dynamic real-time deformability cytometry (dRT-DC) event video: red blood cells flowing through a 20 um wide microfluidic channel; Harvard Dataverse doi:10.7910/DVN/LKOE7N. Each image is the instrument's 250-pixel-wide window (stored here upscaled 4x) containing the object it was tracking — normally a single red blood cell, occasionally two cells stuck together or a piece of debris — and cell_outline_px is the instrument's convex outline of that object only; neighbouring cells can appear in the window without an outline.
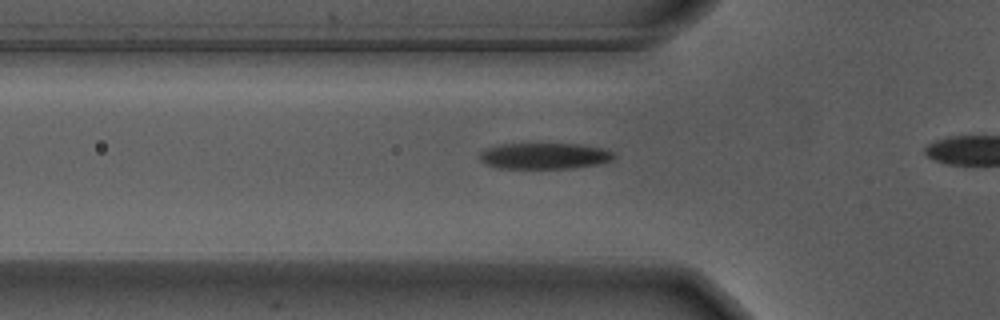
{"species": "Egyptian fruit bat (a non-hibernating species)", "species_latin": "Rousettus aegyptiacus", "temperature_condition": "warm", "stored_images_in_passage": 32, "camera_frame_rate_fps": 3000, "um_per_image_px": 0.085, "animal": {"sex": "male"}, "frame": {"image": 1, "passage_image": 6, "time_ms": 1.667, "image_size_px": [1000, 320], "cell_outline_px": [[616, 156], [612, 160], [600, 164], [572, 168], [500, 168], [488, 164], [480, 160], [480, 152], [488, 148], [500, 144], [580, 144], [604, 148], [612, 152]], "centroid_in_image_um": [46.33, 13.25], "position_along_channel_um": 79.5, "area_um2": 20.35}}
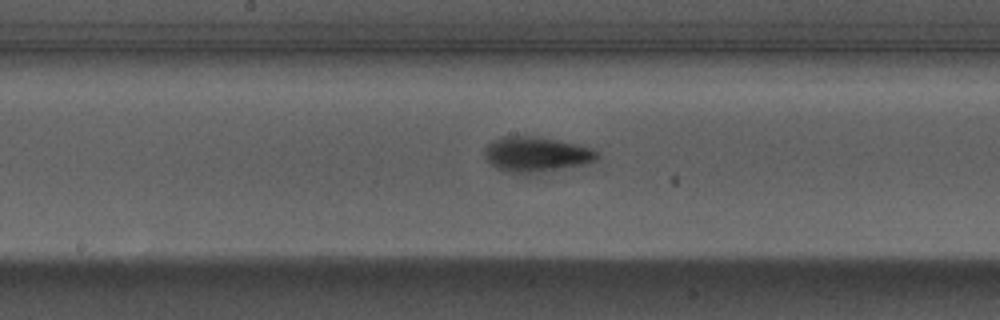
{"frame": {"image": 2, "passage_image": 16, "time_ms": 5.0, "image_size_px": [1000, 320], "cell_outline_px": [[600, 156], [596, 160], [584, 164], [528, 176], [508, 172], [496, 168], [484, 156], [484, 152], [488, 144], [492, 140], [504, 136], [532, 136], [556, 140], [576, 144], [592, 148], [600, 152]], "centroid_in_image_um": [45.59, 13.15], "position_along_channel_um": 202.6, "area_um2": 23.47}}
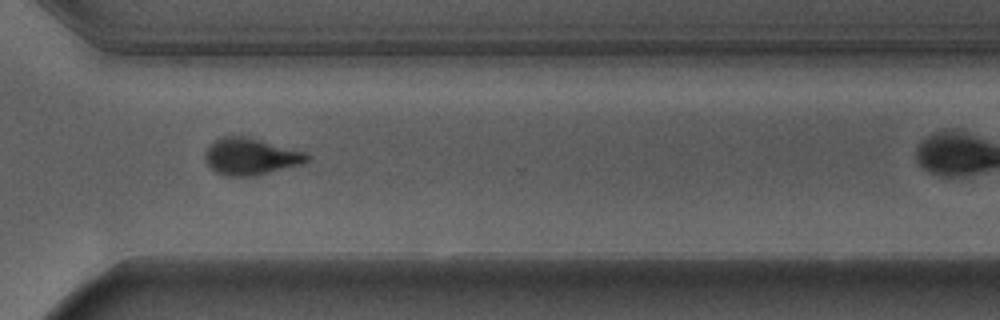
{"frame": {"image": 3, "passage_image": 28, "time_ms": 9.0, "image_size_px": [1000, 320], "cell_outline_px": [[308, 160], [304, 164], [256, 176], [224, 176], [216, 172], [204, 160], [204, 152], [220, 136], [244, 136], [304, 152], [308, 156]], "centroid_in_image_um": [21.28, 13.33], "position_along_channel_um": 349.3, "area_um2": 21.68}}